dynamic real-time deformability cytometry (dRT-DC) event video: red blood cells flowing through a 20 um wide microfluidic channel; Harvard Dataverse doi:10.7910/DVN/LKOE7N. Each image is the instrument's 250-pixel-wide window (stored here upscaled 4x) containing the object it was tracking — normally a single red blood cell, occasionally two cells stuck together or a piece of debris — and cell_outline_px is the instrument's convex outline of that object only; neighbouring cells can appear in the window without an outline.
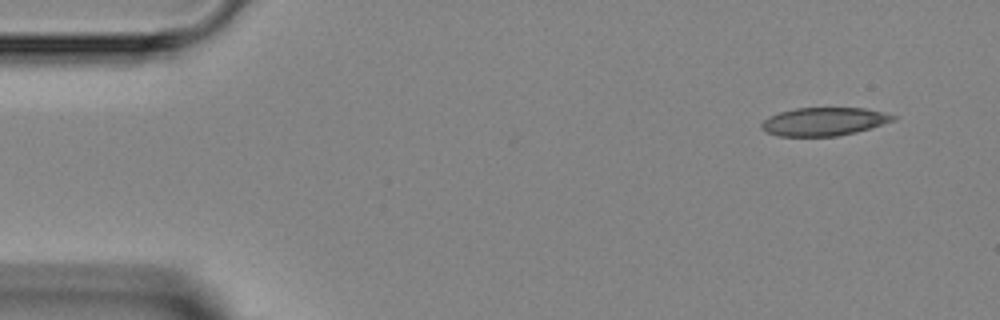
{"species": "Egyptian fruit bat (a non-hibernating species)", "species_latin": "Rousettus aegyptiacus", "temperature_condition": "room temperature", "stored_images_in_passage": 3, "camera_frame_rate_fps": 3000, "um_per_image_px": 0.085, "animal": {"sex": "female"}, "frame": {"image": 1, "passage_image": 1, "time_ms": 0.0, "image_size_px": [1000, 320], "cell_outline_px": [[896, 120], [872, 128], [856, 132], [836, 136], [780, 136], [768, 132], [760, 128], [760, 124], [768, 116], [780, 112], [796, 108], [864, 108], [884, 112], [896, 116]], "centroid_in_image_um": [70.06, 10.33], "position_along_channel_um": 14.9, "area_um2": 21.68}}